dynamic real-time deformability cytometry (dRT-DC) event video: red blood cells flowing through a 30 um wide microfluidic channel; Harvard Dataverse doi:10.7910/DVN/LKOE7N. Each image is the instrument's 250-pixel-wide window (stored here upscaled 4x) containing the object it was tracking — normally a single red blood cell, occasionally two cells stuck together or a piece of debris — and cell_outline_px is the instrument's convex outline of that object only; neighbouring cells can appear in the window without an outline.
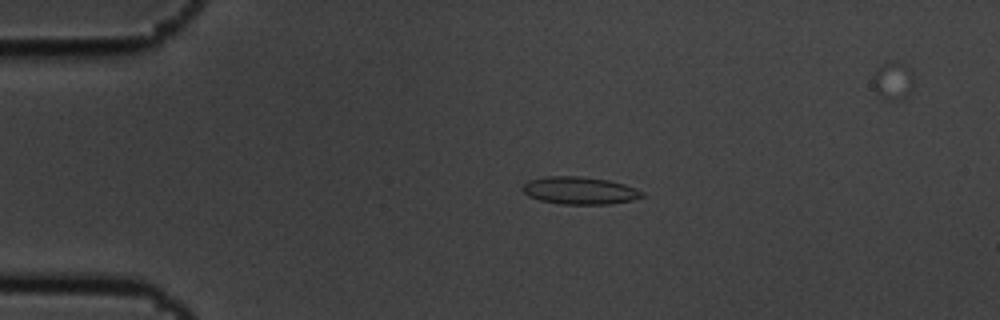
{"species": "common noctule bat (a hibernating species)", "species_latin": "Nyctalus noctula", "temperature_condition": "cold", "stored_images_in_passage": 6, "camera_frame_rate_fps": 3000, "um_per_image_px": 0.085, "animal": {"sex": "male", "body_mass_g": 19.5, "forearm_length_mm": 54.6}, "frame": {"image": 1, "passage_image": 4, "time_ms": 1.0, "image_size_px": [1000, 320], "cell_outline_px": [[644, 196], [632, 200], [608, 204], [560, 204], [540, 200], [528, 196], [520, 188], [528, 180], [548, 176], [580, 176], [608, 180], [624, 184], [644, 192]], "centroid_in_image_um": [49.25, 16.19], "position_along_channel_um": 35.8, "area_um2": 19.13}}